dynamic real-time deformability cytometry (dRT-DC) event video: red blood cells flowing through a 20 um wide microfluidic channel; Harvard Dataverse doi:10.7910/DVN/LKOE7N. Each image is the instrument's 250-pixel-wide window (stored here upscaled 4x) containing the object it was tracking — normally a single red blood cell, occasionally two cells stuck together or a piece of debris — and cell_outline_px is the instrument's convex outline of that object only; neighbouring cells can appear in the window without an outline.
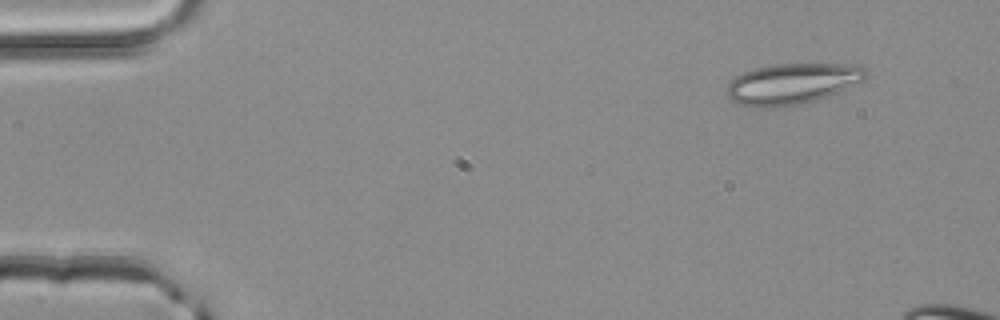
{"species": "common noctule bat (a hibernating species)", "species_latin": "Nyctalus noctula", "temperature_condition": "room temperature", "stored_images_in_passage": 3, "camera_frame_rate_fps": 3000, "um_per_image_px": 0.085, "animal": {"sex": "male", "body_mass_g": 20.4}, "frame": {"image": 1, "passage_image": 1, "time_ms": 0.0, "image_size_px": [1000, 320], "cell_outline_px": [[868, 76], [864, 80], [828, 96], [804, 104], [788, 108], [752, 108], [740, 104], [732, 100], [728, 96], [728, 84], [736, 76], [744, 72], [756, 68], [772, 64], [856, 64], [864, 68], [868, 72]], "centroid_in_image_um": [67.35, 7.14], "position_along_channel_um": 17.6, "area_um2": 33.47}}